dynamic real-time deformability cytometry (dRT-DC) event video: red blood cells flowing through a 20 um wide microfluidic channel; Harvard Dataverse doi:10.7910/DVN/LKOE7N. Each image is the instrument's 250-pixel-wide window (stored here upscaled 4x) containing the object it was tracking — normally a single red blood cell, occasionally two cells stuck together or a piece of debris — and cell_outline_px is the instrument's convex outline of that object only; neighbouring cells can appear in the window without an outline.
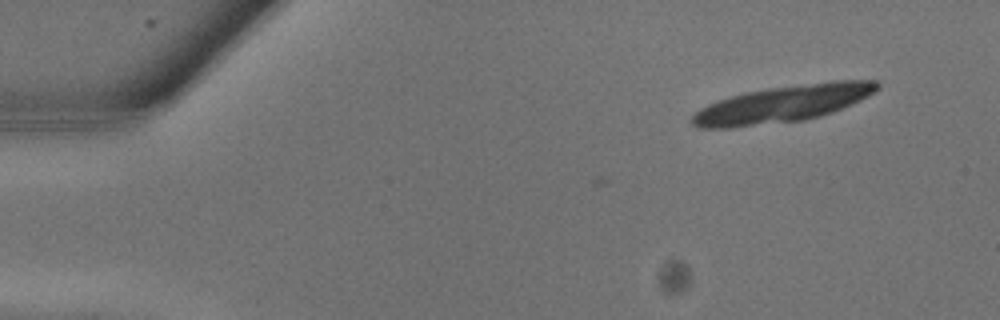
{"species": "common noctule bat (a hibernating species)", "species_latin": "Nyctalus noctula", "temperature_condition": "warm", "stored_images_in_passage": 3, "camera_frame_rate_fps": 3000, "um_per_image_px": 0.085, "animal": {"sex": "male", "body_mass_g": 13.3}, "frame": {"image": 1, "passage_image": 1, "time_ms": 0.0, "image_size_px": [1000, 320], "cell_outline_px": [[880, 88], [876, 92], [852, 104], [832, 112], [820, 116], [804, 120], [732, 128], [696, 128], [688, 120], [700, 108], [716, 100], [744, 92], [768, 88], [832, 80], [876, 80], [880, 84]], "centroid_in_image_um": [66.52, 8.83], "position_along_channel_um": 18.5, "area_um2": 40.11}}